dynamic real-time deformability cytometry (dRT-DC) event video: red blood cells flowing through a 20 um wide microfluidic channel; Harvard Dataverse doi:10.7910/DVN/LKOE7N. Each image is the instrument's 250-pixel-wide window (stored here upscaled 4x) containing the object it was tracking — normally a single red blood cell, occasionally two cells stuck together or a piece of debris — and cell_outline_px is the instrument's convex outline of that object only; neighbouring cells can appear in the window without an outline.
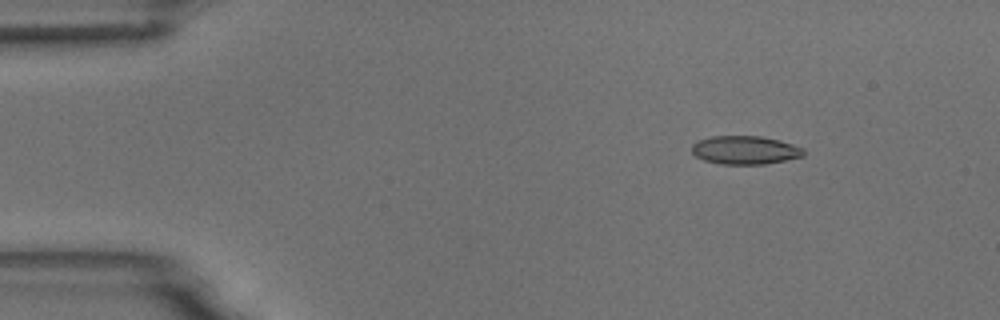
{"species": "common noctule bat (a hibernating species)", "species_latin": "Nyctalus noctula", "temperature_condition": "room temperature", "stored_images_in_passage": 7, "camera_frame_rate_fps": 3000, "um_per_image_px": 0.085, "animal": {"sex": "male", "body_mass_g": 18.8}, "frame": {"image": 1, "passage_image": 2, "time_ms": 1.333, "image_size_px": [1000, 320], "cell_outline_px": [[804, 156], [764, 164], [720, 164], [704, 160], [696, 156], [692, 152], [692, 144], [696, 140], [712, 136], [760, 136], [792, 144], [804, 148]], "centroid_in_image_um": [63.29, 12.75], "position_along_channel_um": 21.7, "area_um2": 18.44}}
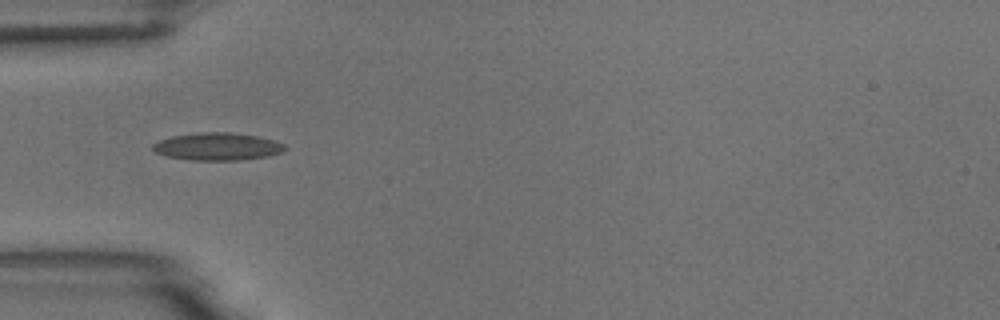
{"frame": {"image": 2, "passage_image": 5, "time_ms": 4.667, "image_size_px": [1000, 320], "cell_outline_px": [[284, 148], [280, 152], [268, 156], [240, 160], [192, 160], [168, 156], [156, 152], [152, 148], [152, 144], [160, 140], [172, 136], [196, 132], [232, 132], [256, 136], [272, 140], [284, 144]], "centroid_in_image_um": [18.45, 12.45], "position_along_channel_um": 66.6, "area_um2": 20.98}}